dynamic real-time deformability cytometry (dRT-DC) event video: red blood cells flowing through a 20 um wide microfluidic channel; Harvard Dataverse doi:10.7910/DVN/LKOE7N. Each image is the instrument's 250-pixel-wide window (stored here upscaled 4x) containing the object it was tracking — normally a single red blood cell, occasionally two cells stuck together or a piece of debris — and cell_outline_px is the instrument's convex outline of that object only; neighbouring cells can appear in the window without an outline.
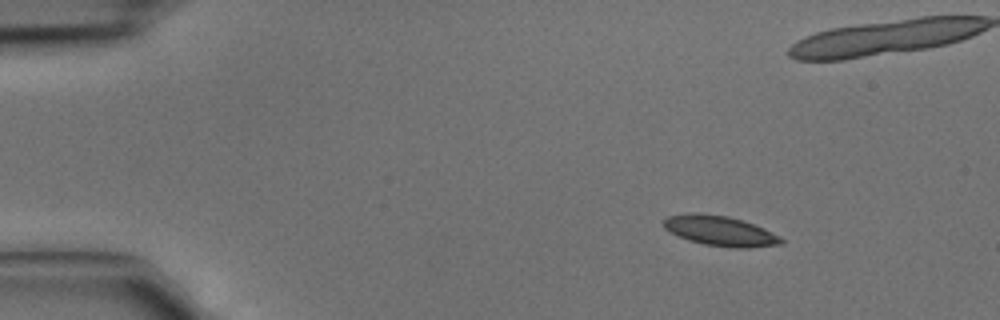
{"species": "common noctule bat (a hibernating species)", "species_latin": "Nyctalus noctula", "temperature_condition": "cold", "stored_images_in_passage": 6, "camera_frame_rate_fps": 3000, "um_per_image_px": 0.085, "animal": {"sex": "male", "body_mass_g": 15.6}, "frame": {"image": 1, "passage_image": 1, "time_ms": 0.0, "image_size_px": [1000, 320], "cell_outline_px": [[784, 244], [748, 248], [732, 248], [704, 244], [688, 240], [664, 228], [664, 220], [668, 216], [692, 212], [728, 216], [764, 228], [780, 236], [784, 240]], "centroid_in_image_um": [61.24, 19.63], "position_along_channel_um": 23.8, "area_um2": 20.46}}
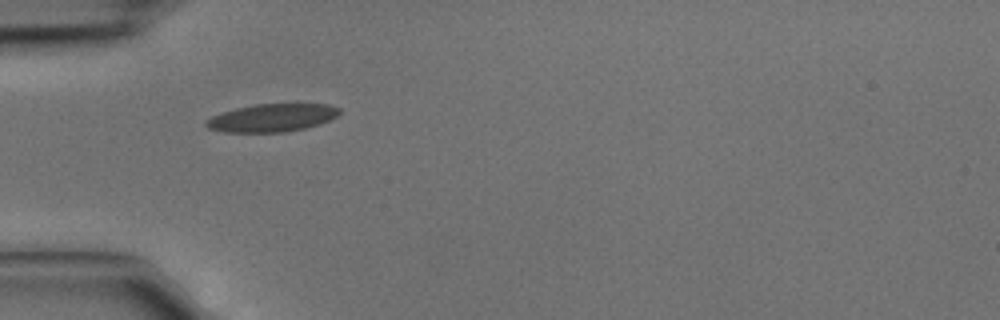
{"frame": {"image": 2, "passage_image": 5, "time_ms": 1.333, "image_size_px": [1000, 320], "cell_outline_px": [[340, 112], [336, 116], [328, 120], [304, 128], [284, 132], [224, 132], [208, 128], [204, 124], [204, 120], [212, 116], [236, 108], [256, 104], [296, 100], [328, 104], [340, 108]], "centroid_in_image_um": [23.16, 9.95], "position_along_channel_um": 61.8, "area_um2": 22.48}}